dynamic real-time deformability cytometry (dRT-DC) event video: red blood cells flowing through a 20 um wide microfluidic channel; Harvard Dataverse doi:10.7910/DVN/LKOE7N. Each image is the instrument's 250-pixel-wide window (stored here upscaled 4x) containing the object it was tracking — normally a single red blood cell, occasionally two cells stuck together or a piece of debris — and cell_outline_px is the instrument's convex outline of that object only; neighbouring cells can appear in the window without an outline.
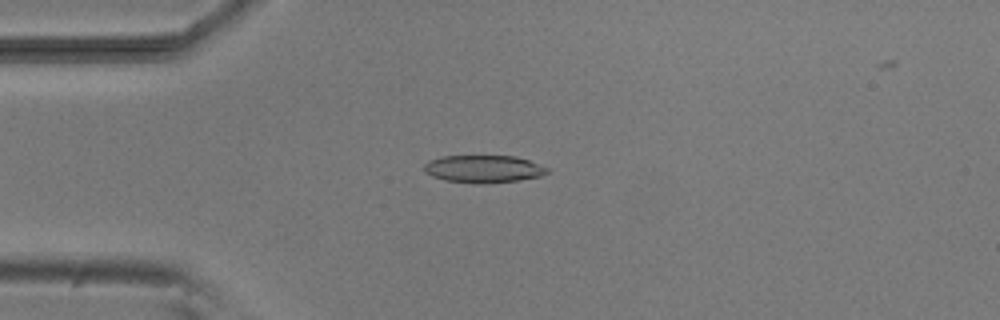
{"species": "common noctule bat (a hibernating species)", "species_latin": "Nyctalus noctula", "temperature_condition": "room temperature", "stored_images_in_passage": 3, "camera_frame_rate_fps": 3000, "um_per_image_px": 0.085, "animal": {"sex": "male", "body_mass_g": 20.5, "forearm_length_mm": 52.5}, "frame": {"image": 1, "passage_image": 1, "time_ms": 0.0, "image_size_px": [1000, 320], "cell_outline_px": [[548, 172], [540, 176], [520, 180], [480, 184], [472, 184], [444, 180], [432, 176], [424, 172], [424, 164], [428, 160], [440, 156], [516, 156], [528, 160], [548, 168]], "centroid_in_image_um": [41.05, 14.36], "position_along_channel_um": 44.0, "area_um2": 19.88}}
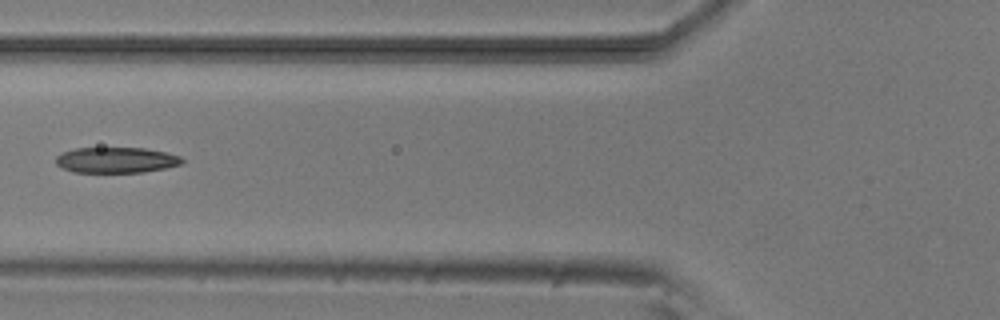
{"frame": {"image": 2, "passage_image": 3, "time_ms": 2.333, "image_size_px": [1000, 320], "cell_outline_px": [[184, 160], [180, 164], [164, 168], [144, 172], [72, 172], [56, 164], [56, 156], [60, 152], [76, 148], [144, 148], [168, 152], [180, 156]], "centroid_in_image_um": [9.86, 13.59], "position_along_channel_um": 115.9, "area_um2": 18.9}}